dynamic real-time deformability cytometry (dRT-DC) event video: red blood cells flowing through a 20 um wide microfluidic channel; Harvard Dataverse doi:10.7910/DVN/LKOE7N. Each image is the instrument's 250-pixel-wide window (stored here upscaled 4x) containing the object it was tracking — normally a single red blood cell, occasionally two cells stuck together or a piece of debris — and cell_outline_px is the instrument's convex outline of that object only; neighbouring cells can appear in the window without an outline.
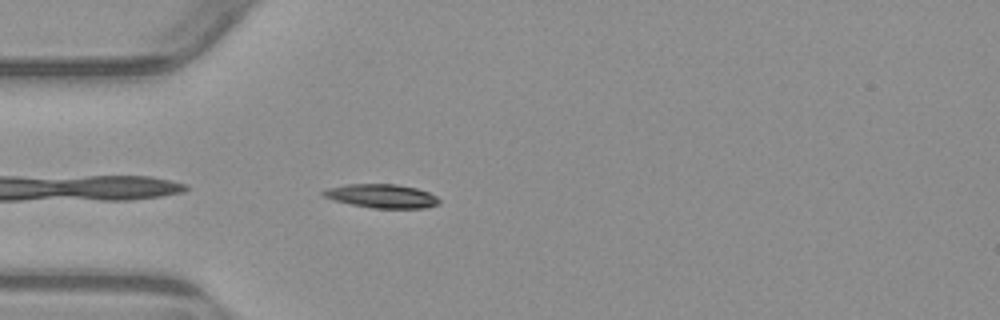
{"species": "common noctule bat (a hibernating species)", "species_latin": "Nyctalus noctula", "temperature_condition": "warm", "stored_images_in_passage": 5, "camera_frame_rate_fps": 3000, "um_per_image_px": 0.085, "animal": {"sex": "male", "body_mass_g": 23.1, "forearm_length_mm": 52.7}, "frame": {"image": 1, "passage_image": 5, "time_ms": 4.667, "image_size_px": [1000, 320], "cell_outline_px": [[440, 204], [424, 208], [372, 208], [352, 204], [336, 200], [324, 196], [320, 192], [324, 188], [348, 184], [396, 184], [416, 188], [428, 192], [436, 196], [440, 200]], "centroid_in_image_um": [32.45, 16.66], "position_along_channel_um": 52.5, "area_um2": 16.01}}